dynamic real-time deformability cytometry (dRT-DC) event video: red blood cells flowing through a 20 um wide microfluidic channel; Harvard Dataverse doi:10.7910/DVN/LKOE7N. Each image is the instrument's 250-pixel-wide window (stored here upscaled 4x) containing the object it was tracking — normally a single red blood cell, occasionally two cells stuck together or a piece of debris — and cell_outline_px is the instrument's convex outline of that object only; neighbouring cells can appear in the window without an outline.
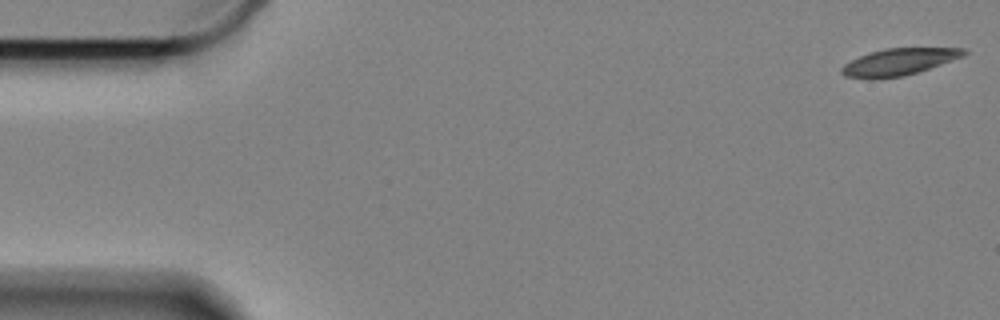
{"species": "Egyptian fruit bat (a non-hibernating species)", "species_latin": "Rousettus aegyptiacus", "temperature_condition": "cold", "stored_images_in_passage": 59, "camera_frame_rate_fps": 3000, "um_per_image_px": 0.085, "animal": {"sex": "female"}, "frame": {"image": 1, "passage_image": 1, "time_ms": 0.0, "image_size_px": [1000, 320], "cell_outline_px": [[968, 52], [964, 56], [904, 76], [872, 80], [844, 76], [840, 72], [840, 68], [844, 64], [868, 52], [884, 48], [964, 48]], "centroid_in_image_um": [76.34, 5.27], "position_along_channel_um": 8.7, "area_um2": 19.19}}
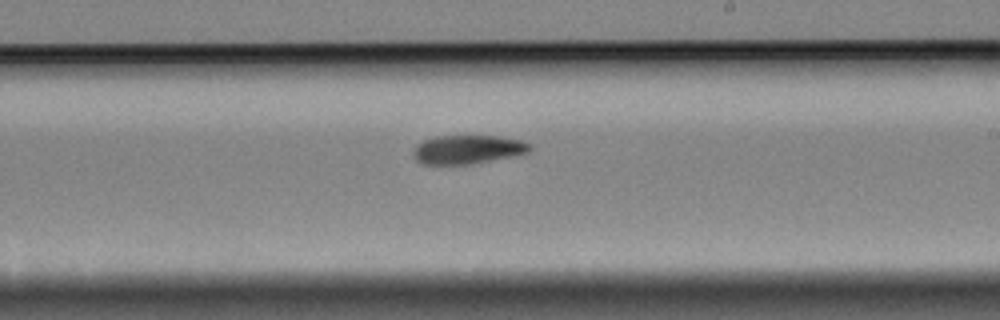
{"frame": {"image": 2, "passage_image": 34, "time_ms": 11.0, "image_size_px": [1000, 320], "cell_outline_px": [[532, 148], [528, 152], [468, 164], [420, 164], [412, 156], [412, 152], [416, 144], [424, 140], [436, 136], [500, 136], [520, 140], [532, 144]], "centroid_in_image_um": [39.69, 12.69], "position_along_channel_um": 249.3, "area_um2": 19.36}}
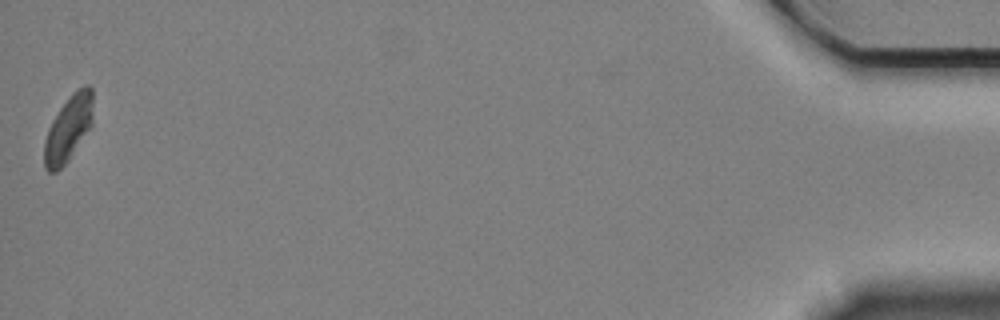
{"frame": {"image": 3, "passage_image": 59, "time_ms": 19.333, "image_size_px": [1000, 320], "cell_outline_px": [[92, 128], [68, 160], [56, 172], [48, 172], [44, 168], [44, 140], [48, 128], [52, 120], [60, 108], [72, 92], [84, 84], [88, 84], [92, 88]], "centroid_in_image_um": [5.82, 10.92], "position_along_channel_um": 429.4, "area_um2": 18.96}, "authors_computed_cell_mechanics": {"area_um2": 19.8832, "velocity_mm_per_s": 3.3071, "shape_relaxation_time_tau1_ms": 9.9889, "shape_relaxation_time_tau2_ms": null, "deformation_change_tau1": 0.1621, "deformation_change_tau2": null}}